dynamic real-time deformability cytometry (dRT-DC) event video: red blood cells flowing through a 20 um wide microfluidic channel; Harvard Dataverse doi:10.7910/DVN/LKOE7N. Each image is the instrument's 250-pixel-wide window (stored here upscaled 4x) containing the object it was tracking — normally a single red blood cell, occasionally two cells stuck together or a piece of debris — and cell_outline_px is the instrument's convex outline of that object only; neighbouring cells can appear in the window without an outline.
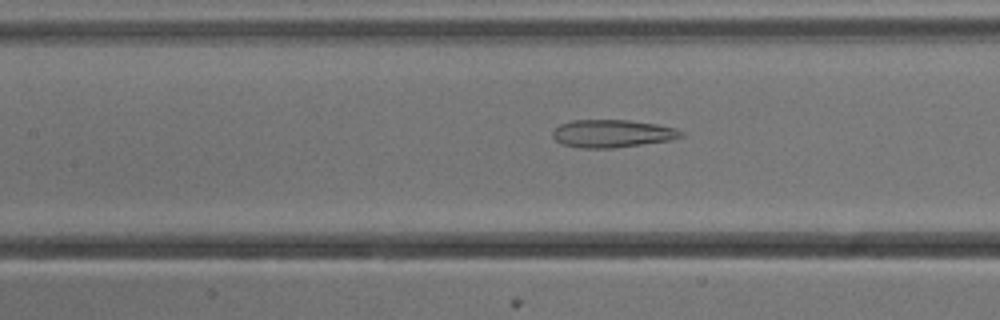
{"species": "common noctule bat (a hibernating species)", "species_latin": "Nyctalus noctula", "temperature_condition": "cold", "stored_images_in_passage": 37, "camera_frame_rate_fps": 3000, "um_per_image_px": 0.085, "animal": {"sex": "male", "body_mass_g": 13.3}, "frame": {"image": 1, "passage_image": 7, "time_ms": 2.0, "image_size_px": [1000, 320], "cell_outline_px": [[684, 136], [672, 140], [612, 148], [580, 148], [564, 144], [556, 140], [552, 136], [552, 132], [560, 124], [572, 120], [628, 120], [656, 124], [676, 128], [684, 132]], "centroid_in_image_um": [52.07, 11.35], "position_along_channel_um": 155.3, "area_um2": 20.75}}
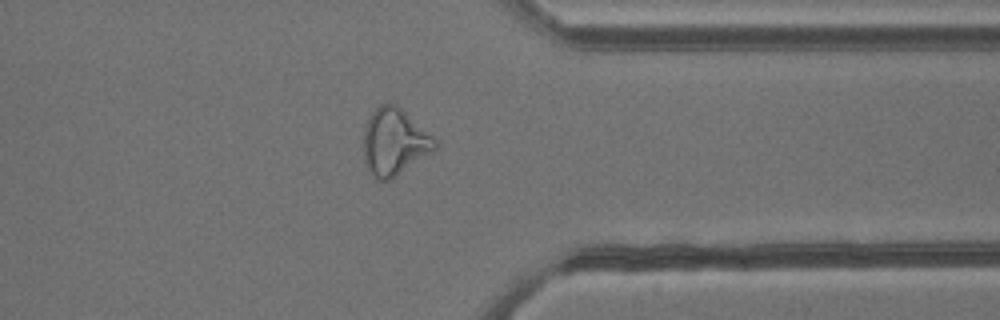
{"frame": {"image": 2, "passage_image": 25, "time_ms": 8.0, "image_size_px": [1000, 320], "cell_outline_px": [[440, 140], [436, 148], [432, 152], [388, 180], [376, 180], [368, 172], [364, 156], [364, 128], [368, 116], [380, 104], [388, 100], [392, 100]], "centroid_in_image_um": [33.54, 12.0], "position_along_channel_um": 377.9, "area_um2": 28.32}}
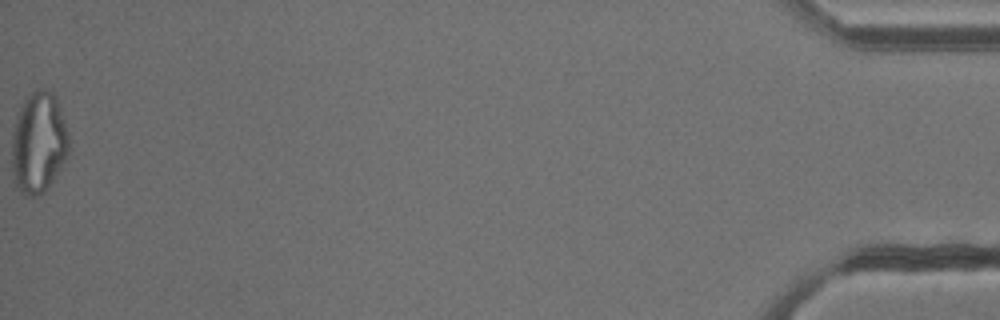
{"frame": {"image": 3, "passage_image": 37, "time_ms": 12.0, "image_size_px": [1000, 320], "cell_outline_px": [[68, 152], [64, 160], [48, 188], [44, 192], [36, 196], [24, 196], [16, 188], [12, 176], [12, 136], [16, 120], [20, 108], [24, 100], [36, 88], [48, 88], [56, 96], [68, 132]], "centroid_in_image_um": [3.26, 12.14], "position_along_channel_um": 431.9, "area_um2": 33.7}}